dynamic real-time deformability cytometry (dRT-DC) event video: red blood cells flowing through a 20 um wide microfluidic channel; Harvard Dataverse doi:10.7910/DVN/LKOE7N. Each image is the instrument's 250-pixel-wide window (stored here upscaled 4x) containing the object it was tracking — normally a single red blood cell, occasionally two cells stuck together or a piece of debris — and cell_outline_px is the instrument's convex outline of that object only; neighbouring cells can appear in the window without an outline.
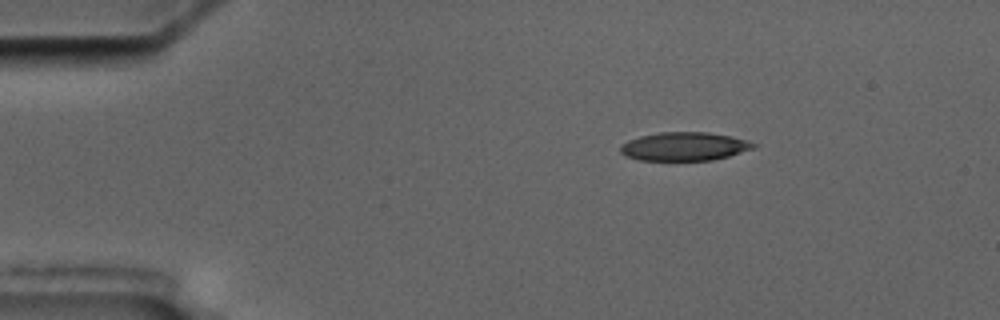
{"species": "common noctule bat (a hibernating species)", "species_latin": "Nyctalus noctula", "temperature_condition": "cold", "stored_images_in_passage": 3, "camera_frame_rate_fps": 3000, "um_per_image_px": 0.085, "animal": {"sex": "male", "body_mass_g": 17.5, "forearm_length_mm": 52.3}, "frame": {"image": 1, "passage_image": 1, "time_ms": 0.0, "image_size_px": [1000, 320], "cell_outline_px": [[760, 144], [756, 148], [728, 156], [712, 160], [640, 160], [628, 156], [620, 152], [620, 144], [628, 140], [640, 136], [660, 132], [708, 132], [748, 140]], "centroid_in_image_um": [58.2, 12.44], "position_along_channel_um": 26.8, "area_um2": 22.14}}